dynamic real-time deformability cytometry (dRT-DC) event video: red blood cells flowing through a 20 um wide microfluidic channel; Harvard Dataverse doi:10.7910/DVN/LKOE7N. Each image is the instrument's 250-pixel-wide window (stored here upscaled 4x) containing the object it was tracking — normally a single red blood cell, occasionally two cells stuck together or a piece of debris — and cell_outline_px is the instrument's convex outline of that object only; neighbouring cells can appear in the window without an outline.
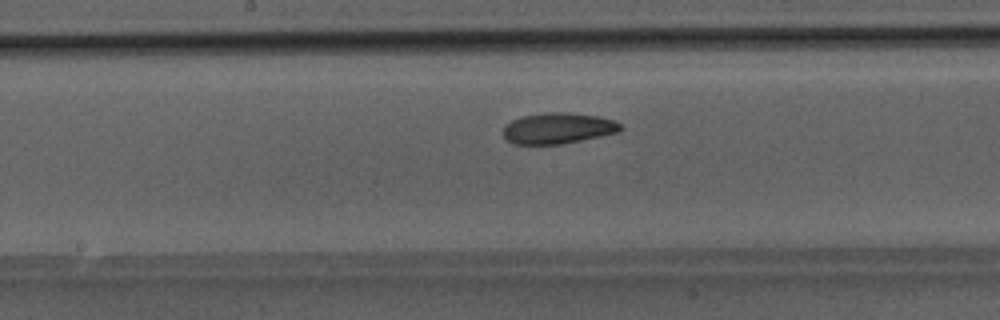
{"species": "Egyptian fruit bat (a non-hibernating species)", "species_latin": "Rousettus aegyptiacus", "temperature_condition": "room temperature", "stored_images_in_passage": 32, "camera_frame_rate_fps": 3000, "um_per_image_px": 0.085, "animal": {"sex": "male"}, "frame": {"image": 1, "passage_image": 10, "time_ms": 3.0, "image_size_px": [1000, 320], "cell_outline_px": [[624, 128], [620, 132], [564, 144], [512, 144], [504, 136], [504, 124], [512, 120], [524, 116], [544, 112], [568, 112], [596, 116], [612, 120], [620, 124]], "centroid_in_image_um": [47.44, 10.91], "position_along_channel_um": 200.8, "area_um2": 21.21}}
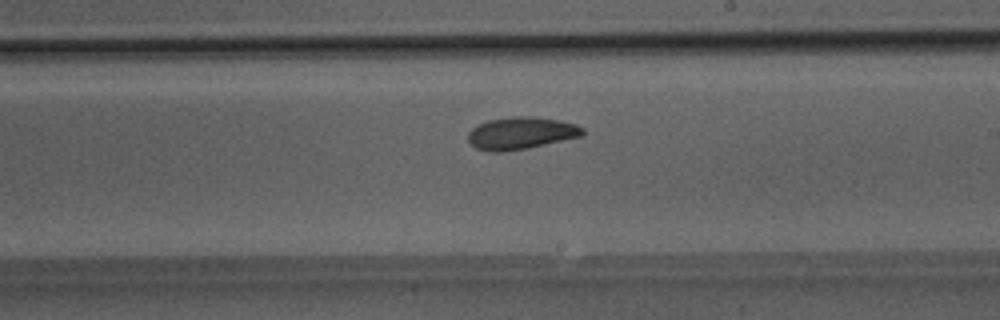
{"frame": {"image": 2, "passage_image": 13, "time_ms": 4.0, "image_size_px": [1000, 320], "cell_outline_px": [[584, 132], [580, 136], [528, 148], [500, 152], [488, 152], [476, 148], [468, 140], [468, 132], [472, 128], [488, 120], [516, 116], [528, 116], [556, 120], [576, 124], [584, 128]], "centroid_in_image_um": [44.25, 11.33], "position_along_channel_um": 244.7, "area_um2": 21.27}}
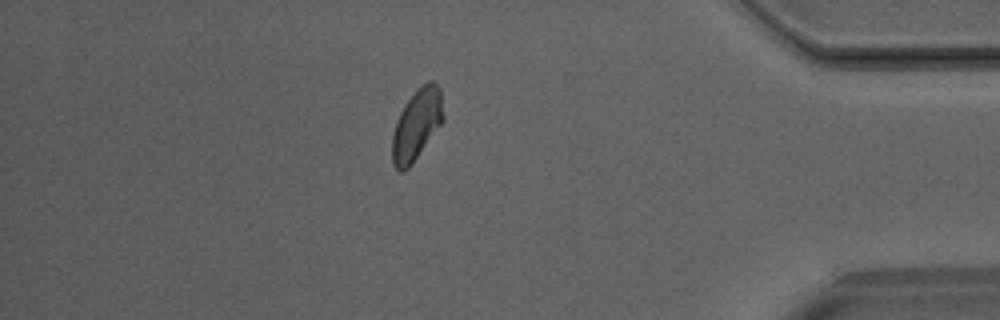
{"frame": {"image": 3, "passage_image": 26, "time_ms": 8.333, "image_size_px": [1000, 320], "cell_outline_px": [[444, 120], [412, 164], [404, 172], [400, 172], [392, 164], [392, 132], [396, 120], [404, 104], [416, 88], [428, 80], [432, 80], [440, 88], [444, 116]], "centroid_in_image_um": [35.41, 10.58], "position_along_channel_um": 399.8, "area_um2": 21.39}}